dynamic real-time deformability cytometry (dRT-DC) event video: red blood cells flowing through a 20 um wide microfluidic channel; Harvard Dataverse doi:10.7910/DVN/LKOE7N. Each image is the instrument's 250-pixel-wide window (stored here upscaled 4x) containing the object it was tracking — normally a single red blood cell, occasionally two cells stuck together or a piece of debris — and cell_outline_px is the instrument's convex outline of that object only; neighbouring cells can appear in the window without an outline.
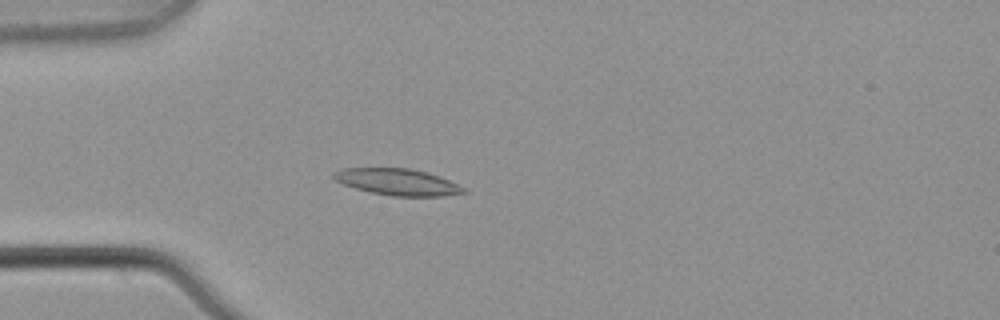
{"species": "common noctule bat (a hibernating species)", "species_latin": "Nyctalus noctula", "temperature_condition": "warm", "stored_images_in_passage": 4, "camera_frame_rate_fps": 3000, "um_per_image_px": 0.085, "animal": {"sex": "male", "body_mass_g": 21.5, "forearm_length_mm": 52.0}, "frame": {"image": 1, "passage_image": 4, "time_ms": 1.0, "image_size_px": [1000, 320], "cell_outline_px": [[468, 192], [444, 196], [392, 196], [372, 192], [356, 188], [344, 184], [336, 180], [332, 176], [332, 172], [340, 168], [412, 168], [428, 172], [448, 180], [464, 188]], "centroid_in_image_um": [33.78, 15.46], "position_along_channel_um": 51.2, "area_um2": 20.0}}